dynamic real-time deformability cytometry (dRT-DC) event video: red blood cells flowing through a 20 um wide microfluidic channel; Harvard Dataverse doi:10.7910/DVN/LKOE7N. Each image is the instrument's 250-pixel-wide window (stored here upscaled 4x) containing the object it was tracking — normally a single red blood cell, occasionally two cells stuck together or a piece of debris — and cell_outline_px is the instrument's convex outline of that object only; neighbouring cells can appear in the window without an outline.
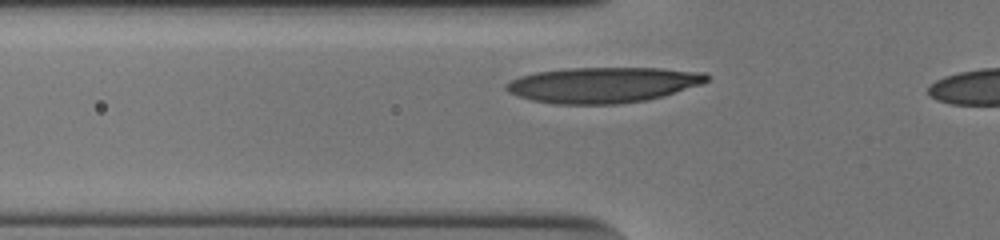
{"species": "human", "species_latin": "Homo sapiens", "temperature_condition": "cold", "stored_images_in_passage": 10, "camera_frame_rate_fps": 3000, "um_per_image_px": 0.085, "donor": {"sex": "male"}, "frame": {"image": 1, "passage_image": 7, "time_ms": 2.0, "image_size_px": [1000, 240], "cell_outline_px": [[708, 80], [700, 84], [664, 96], [648, 100], [616, 104], [556, 104], [532, 100], [508, 92], [504, 88], [504, 84], [520, 76], [536, 72], [564, 68], [660, 68], [704, 72], [708, 76]], "centroid_in_image_um": [51.23, 7.21], "position_along_channel_um": 74.6, "area_um2": 41.56}}